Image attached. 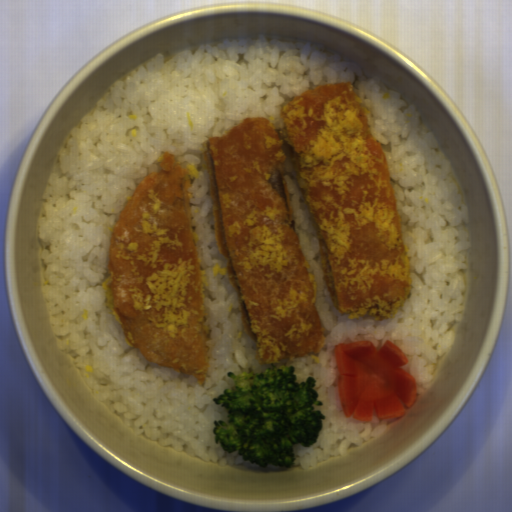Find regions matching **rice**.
I'll return each mask as SVG.
<instances>
[{
	"instance_id": "1",
	"label": "rice",
	"mask_w": 512,
	"mask_h": 512,
	"mask_svg": "<svg viewBox=\"0 0 512 512\" xmlns=\"http://www.w3.org/2000/svg\"><path fill=\"white\" fill-rule=\"evenodd\" d=\"M354 82L372 136L384 148L399 211L411 291L390 318L342 315L327 290L316 231L291 162L285 178L296 229L315 283L324 327L321 353L261 361L245 333L213 232L203 146L245 117L282 129L283 105L308 89ZM191 179L192 230L203 281L209 369L203 383L158 367L124 337L113 312L108 260L111 230L141 179L165 152ZM42 291L59 350L84 385L125 427L213 465L256 467L214 442L218 405L235 385L228 372L294 366L316 380L325 419L313 447L293 446L291 466L308 469L375 440L391 420L346 417L337 388L339 343L389 340L408 363L421 395L444 370L466 301L470 236L453 165L415 103L356 63L311 43L258 36L226 39L175 55L158 53L117 79L84 113L48 177L37 224Z\"/></svg>"
}]
</instances>
